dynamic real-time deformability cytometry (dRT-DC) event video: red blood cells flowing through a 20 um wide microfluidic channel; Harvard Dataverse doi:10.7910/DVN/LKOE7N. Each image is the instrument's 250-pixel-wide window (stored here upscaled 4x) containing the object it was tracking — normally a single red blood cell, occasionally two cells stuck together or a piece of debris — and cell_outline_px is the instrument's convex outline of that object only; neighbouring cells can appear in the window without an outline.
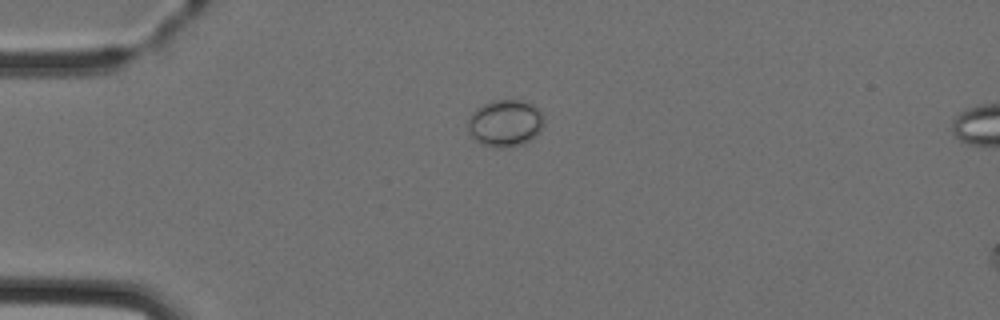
{"species": "Egyptian fruit bat (a non-hibernating species)", "species_latin": "Rousettus aegyptiacus", "temperature_condition": "cold", "stored_images_in_passage": 3, "camera_frame_rate_fps": 3000, "um_per_image_px": 0.085, "animal": {"sex": "female"}, "frame": {"image": 1, "passage_image": 3, "time_ms": 2.333, "image_size_px": [1000, 320], "cell_outline_px": [[544, 120], [536, 136], [524, 144], [500, 148], [496, 148], [480, 144], [468, 132], [468, 120], [472, 112], [476, 108], [492, 100], [520, 100], [532, 104], [540, 112]], "centroid_in_image_um": [42.91, 10.48], "position_along_channel_um": 42.1, "area_um2": 20.75}}